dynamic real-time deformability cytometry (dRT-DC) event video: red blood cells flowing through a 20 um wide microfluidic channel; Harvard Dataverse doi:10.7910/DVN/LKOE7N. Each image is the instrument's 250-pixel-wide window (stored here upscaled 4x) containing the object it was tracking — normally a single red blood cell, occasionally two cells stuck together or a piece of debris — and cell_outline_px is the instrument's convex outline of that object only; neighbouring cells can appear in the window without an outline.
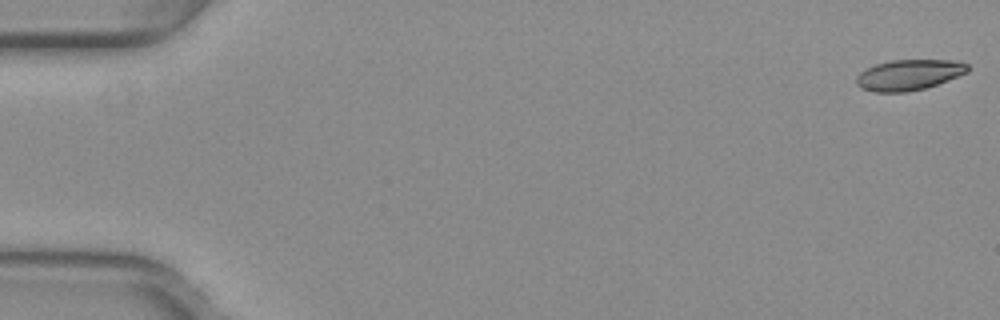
{"species": "common noctule bat (a hibernating species)", "species_latin": "Nyctalus noctula", "temperature_condition": "warm", "stored_images_in_passage": 8, "camera_frame_rate_fps": 3000, "um_per_image_px": 0.085, "animal": {"sex": "female", "body_mass_g": 29.2, "forearm_length_mm": 56.3}, "frame": {"image": 1, "passage_image": 1, "time_ms": 0.0, "image_size_px": [1000, 320], "cell_outline_px": [[968, 72], [948, 80], [924, 88], [904, 92], [876, 92], [860, 88], [856, 84], [856, 76], [860, 72], [876, 64], [892, 60], [956, 60], [968, 64]], "centroid_in_image_um": [77.25, 6.36], "position_along_channel_um": 7.8, "area_um2": 19.77}}